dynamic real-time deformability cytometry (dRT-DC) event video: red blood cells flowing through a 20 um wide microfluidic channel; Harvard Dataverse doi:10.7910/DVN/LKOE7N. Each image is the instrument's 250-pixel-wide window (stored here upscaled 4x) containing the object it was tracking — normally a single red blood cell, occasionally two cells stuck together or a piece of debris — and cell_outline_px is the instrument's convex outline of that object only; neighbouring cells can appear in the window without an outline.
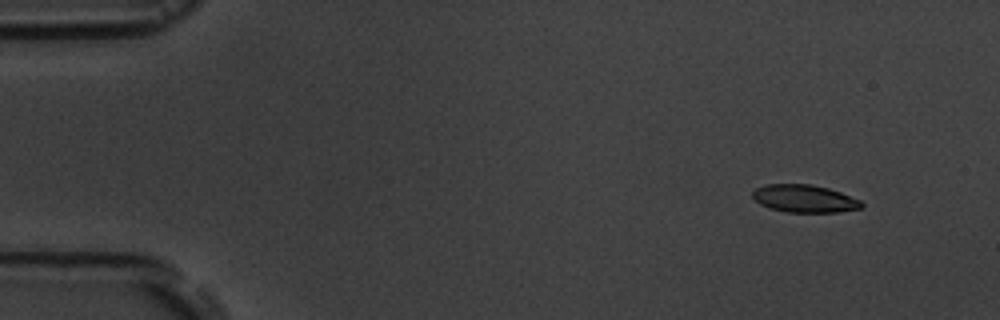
{"species": "common noctule bat (a hibernating species)", "species_latin": "Nyctalus noctula", "temperature_condition": "room temperature", "stored_images_in_passage": 4, "camera_frame_rate_fps": 3000, "um_per_image_px": 0.085, "animal": {"sex": "male", "body_mass_g": 19.5, "forearm_length_mm": 54.6}, "frame": {"image": 1, "passage_image": 1, "time_ms": 0.0, "image_size_px": [1000, 320], "cell_outline_px": [[864, 208], [836, 212], [788, 212], [768, 208], [760, 204], [752, 196], [752, 192], [756, 188], [764, 184], [812, 184], [828, 188], [840, 192], [860, 200], [864, 204]], "centroid_in_image_um": [68.38, 16.88], "position_along_channel_um": 16.6, "area_um2": 17.63}}
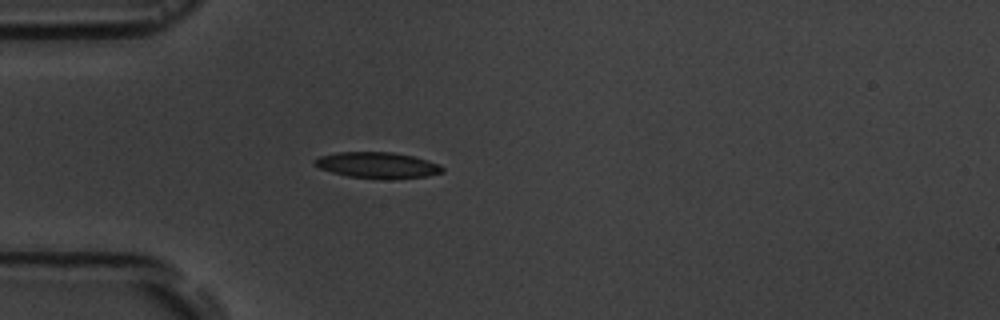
{"frame": {"image": 2, "passage_image": 4, "time_ms": 3.667, "image_size_px": [1000, 320], "cell_outline_px": [[444, 172], [428, 176], [388, 180], [384, 180], [348, 176], [332, 172], [320, 168], [312, 164], [312, 160], [320, 156], [340, 152], [392, 152], [412, 156], [428, 160], [440, 164], [444, 168]], "centroid_in_image_um": [32.1, 14.05], "position_along_channel_um": 52.9, "area_um2": 19.65}}